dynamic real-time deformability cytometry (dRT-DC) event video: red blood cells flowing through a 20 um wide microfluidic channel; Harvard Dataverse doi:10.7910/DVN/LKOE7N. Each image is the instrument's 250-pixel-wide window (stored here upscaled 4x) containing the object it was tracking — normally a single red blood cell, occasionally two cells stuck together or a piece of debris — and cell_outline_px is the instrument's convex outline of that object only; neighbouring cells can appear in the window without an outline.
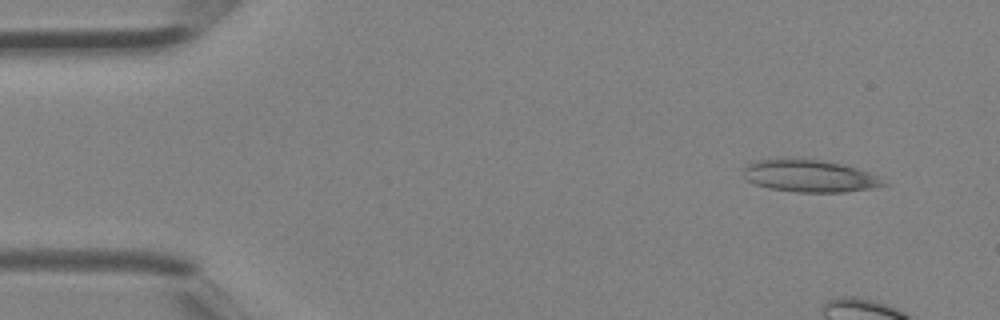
{"species": "Egyptian fruit bat (a non-hibernating species)", "species_latin": "Rousettus aegyptiacus", "temperature_condition": "room temperature", "stored_images_in_passage": 5, "camera_frame_rate_fps": 3000, "um_per_image_px": 0.085, "animal": {"sex": "female"}, "frame": {"image": 1, "passage_image": 1, "time_ms": 0.0, "image_size_px": [1000, 320], "cell_outline_px": [[888, 184], [872, 188], [844, 192], [796, 192], [768, 188], [756, 184], [748, 180], [744, 176], [744, 168], [748, 164], [760, 160], [776, 156], [808, 156], [856, 168], [876, 176]], "centroid_in_image_um": [68.74, 14.9], "position_along_channel_um": 16.3, "area_um2": 26.93}}
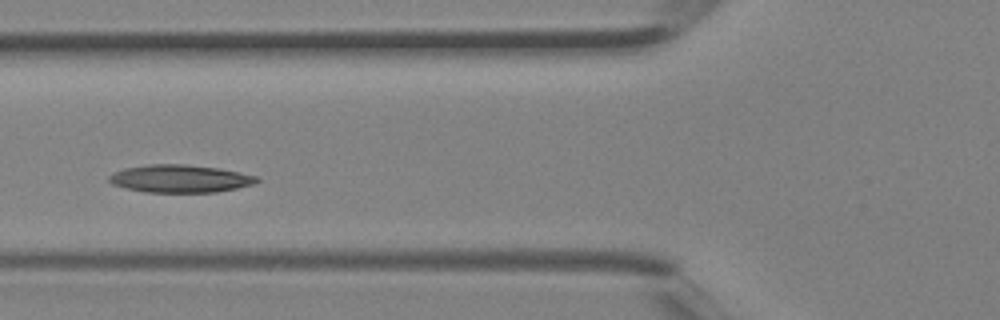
{"frame": {"image": 2, "passage_image": 5, "time_ms": 1.333, "image_size_px": [1000, 320], "cell_outline_px": [[260, 180], [252, 184], [236, 188], [216, 192], [144, 192], [112, 184], [108, 180], [108, 176], [112, 172], [124, 168], [148, 164], [184, 164], [220, 168], [240, 172], [256, 176]], "centroid_in_image_um": [15.27, 15.17], "position_along_channel_um": 110.5, "area_um2": 23.87}}